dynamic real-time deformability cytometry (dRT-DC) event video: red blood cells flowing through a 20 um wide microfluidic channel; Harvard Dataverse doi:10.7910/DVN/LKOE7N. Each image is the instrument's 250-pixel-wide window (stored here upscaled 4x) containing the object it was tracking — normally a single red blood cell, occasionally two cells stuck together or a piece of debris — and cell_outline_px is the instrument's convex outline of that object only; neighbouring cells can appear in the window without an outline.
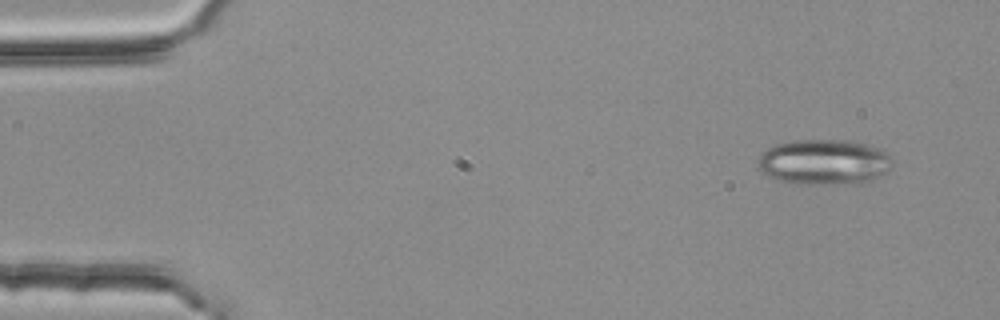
{"species": "common noctule bat (a hibernating species)", "species_latin": "Nyctalus noctula", "temperature_condition": "room temperature", "stored_images_in_passage": 4, "camera_frame_rate_fps": 3000, "um_per_image_px": 0.085, "animal": {"sex": "female", "body_mass_g": 25.1}, "frame": {"image": 1, "passage_image": 1, "time_ms": 0.0, "image_size_px": [1000, 320], "cell_outline_px": [[892, 160], [888, 172], [864, 184], [792, 184], [768, 176], [756, 164], [756, 160], [768, 148], [776, 144], [796, 140], [852, 140], [880, 148], [892, 156]], "centroid_in_image_um": [70.09, 13.78], "position_along_channel_um": 14.9, "area_um2": 36.07}}